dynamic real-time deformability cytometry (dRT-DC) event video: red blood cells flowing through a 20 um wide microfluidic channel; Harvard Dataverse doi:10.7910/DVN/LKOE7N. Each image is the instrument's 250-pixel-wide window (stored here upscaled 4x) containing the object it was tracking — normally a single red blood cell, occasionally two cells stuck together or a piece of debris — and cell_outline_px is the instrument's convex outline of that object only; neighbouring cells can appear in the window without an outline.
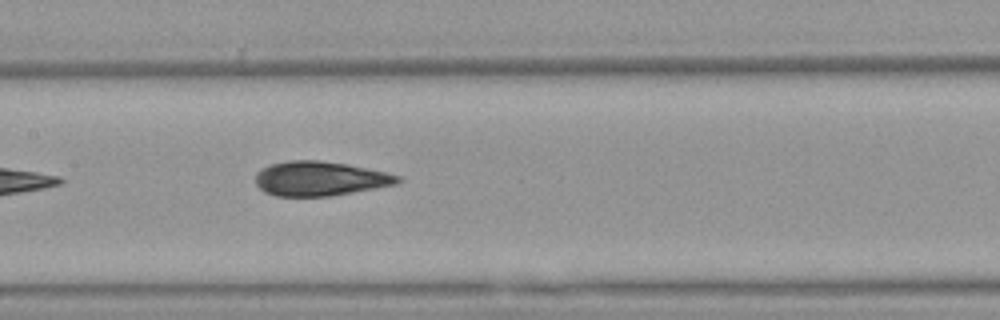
{"species": "Egyptian fruit bat (a non-hibernating species)", "species_latin": "Rousettus aegyptiacus", "temperature_condition": "warm", "stored_images_in_passage": 6, "camera_frame_rate_fps": 3000, "um_per_image_px": 0.085, "animal": {"sex": "female"}, "frame": {"image": 1, "passage_image": 6, "time_ms": 1.667, "image_size_px": [1000, 320], "cell_outline_px": [[404, 180], [396, 184], [376, 188], [332, 196], [276, 196], [264, 192], [256, 184], [256, 172], [260, 168], [272, 164], [288, 160], [320, 160], [348, 164], [384, 172], [400, 176]], "centroid_in_image_um": [27.19, 15.18], "position_along_channel_um": 180.2, "area_um2": 28.67}}